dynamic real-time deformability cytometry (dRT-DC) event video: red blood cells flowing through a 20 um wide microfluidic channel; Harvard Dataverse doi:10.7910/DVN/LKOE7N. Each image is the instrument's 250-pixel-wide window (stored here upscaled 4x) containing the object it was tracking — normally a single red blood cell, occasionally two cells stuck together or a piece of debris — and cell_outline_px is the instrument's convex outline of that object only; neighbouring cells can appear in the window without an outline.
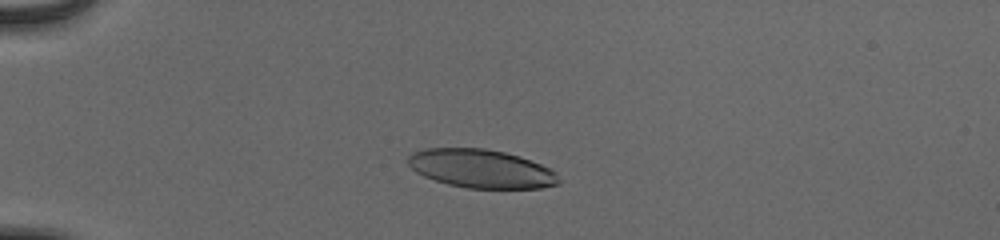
{"species": "human", "species_latin": "Homo sapiens", "temperature_condition": "cold", "stored_images_in_passage": 53, "camera_frame_rate_fps": 3000, "um_per_image_px": 0.085, "donor": {"sex": "male"}, "frame": {"image": 1, "passage_image": 14, "time_ms": 4.333, "image_size_px": [1000, 240], "cell_outline_px": [[560, 184], [540, 188], [468, 188], [448, 184], [424, 176], [416, 172], [408, 164], [408, 156], [412, 152], [424, 148], [484, 148], [504, 152], [520, 156], [540, 164], [556, 172], [560, 180]], "centroid_in_image_um": [40.9, 14.33], "position_along_channel_um": 44.1, "area_um2": 33.81}}
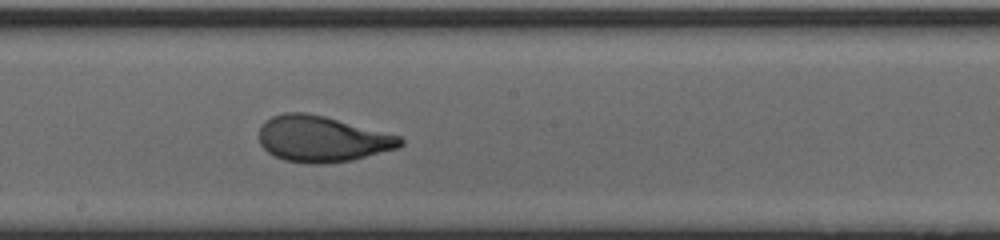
{"frame": {"image": 2, "passage_image": 31, "time_ms": 10.0, "image_size_px": [1000, 240], "cell_outline_px": [[404, 144], [400, 148], [352, 160], [324, 164], [308, 164], [284, 160], [272, 156], [260, 144], [260, 128], [264, 120], [272, 116], [284, 112], [304, 112], [324, 116], [400, 136], [404, 140]], "centroid_in_image_um": [27.37, 11.82], "position_along_channel_um": 220.8, "area_um2": 38.03}}
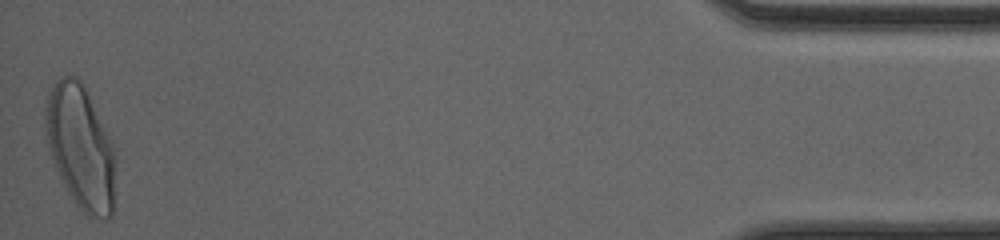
{"frame": {"image": 3, "passage_image": 53, "time_ms": 17.333, "image_size_px": [1000, 240], "cell_outline_px": [[116, 156], [112, 216], [104, 220], [88, 216], [76, 204], [68, 192], [60, 176], [48, 148], [44, 124], [44, 108], [48, 96], [56, 80], [60, 76], [68, 72], [76, 76], [84, 84], [112, 144]], "centroid_in_image_um": [6.84, 12.48], "position_along_channel_um": 428.4, "area_um2": 50.58}, "authors_computed_cell_mechanics": {"area_um2": 37.281, "velocity_mm_per_s": 3.8866, "shape_relaxation_time_tau1_ms": 3.5017, "shape_relaxation_time_tau2_ms": null, "deformation_change_tau1": 0.1696, "deformation_change_tau2": null}}